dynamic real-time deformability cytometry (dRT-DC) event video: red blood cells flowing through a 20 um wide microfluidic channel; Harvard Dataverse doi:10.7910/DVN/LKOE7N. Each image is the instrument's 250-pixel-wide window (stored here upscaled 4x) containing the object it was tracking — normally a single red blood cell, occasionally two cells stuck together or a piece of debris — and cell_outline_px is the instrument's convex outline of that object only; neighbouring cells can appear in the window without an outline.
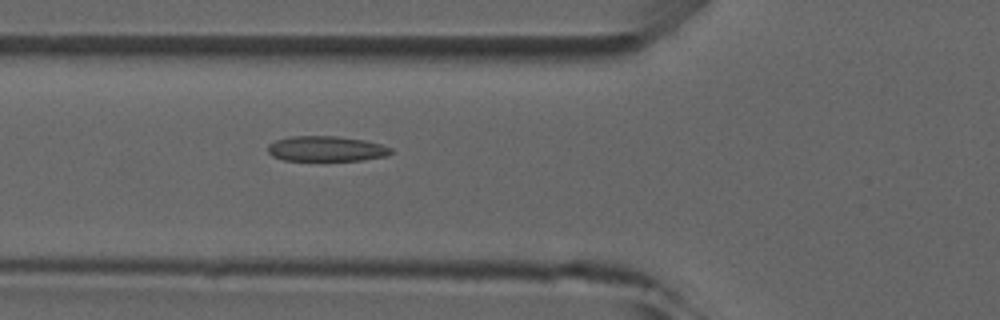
{"species": "common noctule bat (a hibernating species)", "species_latin": "Nyctalus noctula", "temperature_condition": "room temperature", "stored_images_in_passage": 5, "camera_frame_rate_fps": 3000, "um_per_image_px": 0.085, "animal": {"sex": "male", "forearm_length_mm": 52.5}, "frame": {"image": 1, "passage_image": 5, "time_ms": 4.667, "image_size_px": [1000, 320], "cell_outline_px": [[392, 152], [388, 156], [360, 160], [284, 160], [272, 156], [268, 152], [268, 144], [276, 140], [292, 136], [336, 136], [364, 140], [380, 144], [392, 148]], "centroid_in_image_um": [27.73, 12.64], "position_along_channel_um": 98.1, "area_um2": 18.03}}